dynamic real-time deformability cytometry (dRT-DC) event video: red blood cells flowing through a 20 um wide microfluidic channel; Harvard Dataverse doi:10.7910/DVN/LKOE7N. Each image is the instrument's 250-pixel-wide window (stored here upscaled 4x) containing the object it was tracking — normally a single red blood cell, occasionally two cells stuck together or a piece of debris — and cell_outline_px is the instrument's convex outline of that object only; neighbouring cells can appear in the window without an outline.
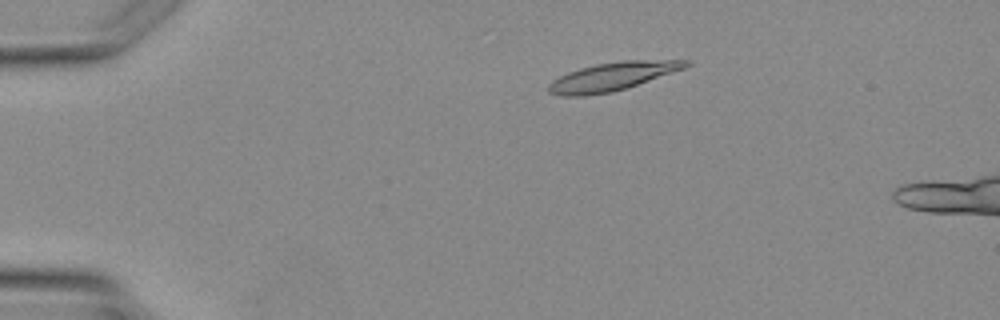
{"species": "Egyptian fruit bat (a non-hibernating species)", "species_latin": "Rousettus aegyptiacus", "temperature_condition": "warm", "stored_images_in_passage": 4, "camera_frame_rate_fps": 3000, "um_per_image_px": 0.085, "animal": {"sex": "female"}, "frame": {"image": 1, "passage_image": 2, "time_ms": 1.333, "image_size_px": [1000, 320], "cell_outline_px": [[692, 64], [684, 68], [612, 92], [584, 96], [560, 96], [548, 92], [548, 84], [552, 80], [568, 72], [580, 68], [596, 64], [624, 60], [692, 60]], "centroid_in_image_um": [52.01, 6.5], "position_along_channel_um": 33.0, "area_um2": 22.37}}